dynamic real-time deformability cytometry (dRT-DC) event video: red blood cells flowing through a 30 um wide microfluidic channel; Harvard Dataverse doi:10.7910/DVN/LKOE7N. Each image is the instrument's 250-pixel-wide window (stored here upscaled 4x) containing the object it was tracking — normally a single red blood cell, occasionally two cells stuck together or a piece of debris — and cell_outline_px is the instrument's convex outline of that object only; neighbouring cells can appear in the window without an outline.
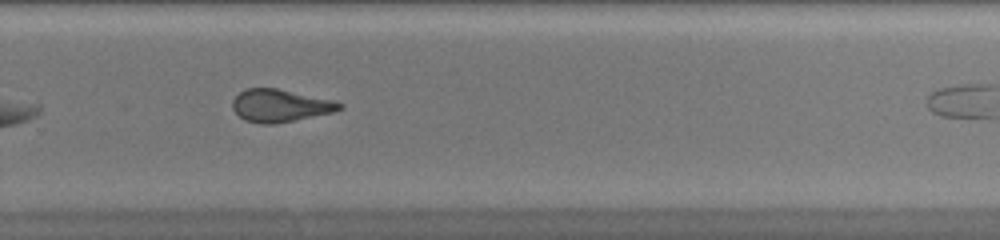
{"species": "common noctule bat (a hibernating species)", "species_latin": "Nyctalus noctula", "temperature_condition": "warm", "stored_images_in_passage": 27, "camera_frame_rate_fps": 3000, "um_per_image_px": 0.085, "animal": {"sex": "female", "body_mass_g": 20.0, "forearm_length_mm": 54.0}, "frame": {"image": 1, "passage_image": 20, "time_ms": 6.333, "image_size_px": [1000, 240], "cell_outline_px": [[344, 108], [332, 112], [272, 124], [260, 124], [244, 120], [232, 108], [232, 100], [240, 92], [248, 88], [276, 88], [336, 100], [344, 104]], "centroid_in_image_um": [23.83, 8.96], "position_along_channel_um": 306.0, "area_um2": 20.23}}
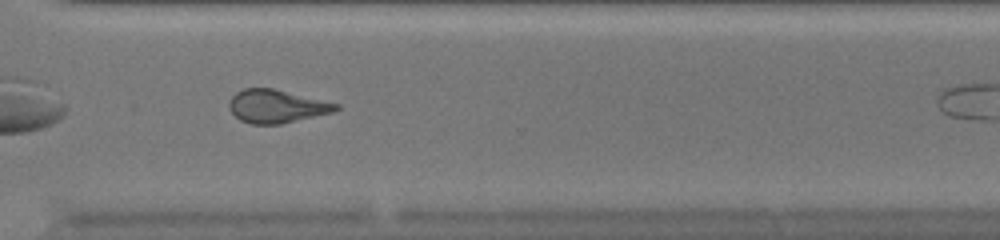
{"frame": {"image": 2, "passage_image": 23, "time_ms": 7.333, "image_size_px": [1000, 240], "cell_outline_px": [[340, 108], [332, 112], [280, 124], [252, 124], [240, 120], [232, 112], [228, 104], [232, 96], [236, 92], [244, 88], [272, 88], [340, 104]], "centroid_in_image_um": [23.49, 9.03], "position_along_channel_um": 347.1, "area_um2": 20.4}}